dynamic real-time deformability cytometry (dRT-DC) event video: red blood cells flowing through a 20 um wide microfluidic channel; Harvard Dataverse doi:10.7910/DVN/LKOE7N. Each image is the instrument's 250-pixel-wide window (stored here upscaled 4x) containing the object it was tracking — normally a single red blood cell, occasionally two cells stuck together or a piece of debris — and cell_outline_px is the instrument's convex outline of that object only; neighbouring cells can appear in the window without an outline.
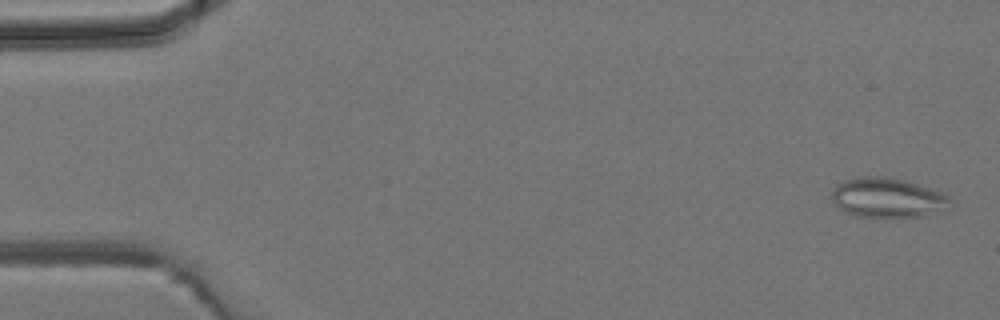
{"species": "common noctule bat (a hibernating species)", "species_latin": "Nyctalus noctula", "temperature_condition": "room temperature", "stored_images_in_passage": 4, "camera_frame_rate_fps": 3000, "um_per_image_px": 0.085, "animal": {"sex": "male", "body_mass_g": 19.2, "forearm_length_mm": 51.8}, "frame": {"image": 1, "passage_image": 1, "time_ms": 0.0, "image_size_px": [1000, 320], "cell_outline_px": [[956, 204], [952, 208], [928, 216], [856, 216], [844, 212], [832, 200], [832, 188], [836, 184], [844, 180], [856, 176], [888, 176], [908, 180], [940, 192], [948, 196]], "centroid_in_image_um": [75.5, 16.79], "position_along_channel_um": 9.5, "area_um2": 27.98}}